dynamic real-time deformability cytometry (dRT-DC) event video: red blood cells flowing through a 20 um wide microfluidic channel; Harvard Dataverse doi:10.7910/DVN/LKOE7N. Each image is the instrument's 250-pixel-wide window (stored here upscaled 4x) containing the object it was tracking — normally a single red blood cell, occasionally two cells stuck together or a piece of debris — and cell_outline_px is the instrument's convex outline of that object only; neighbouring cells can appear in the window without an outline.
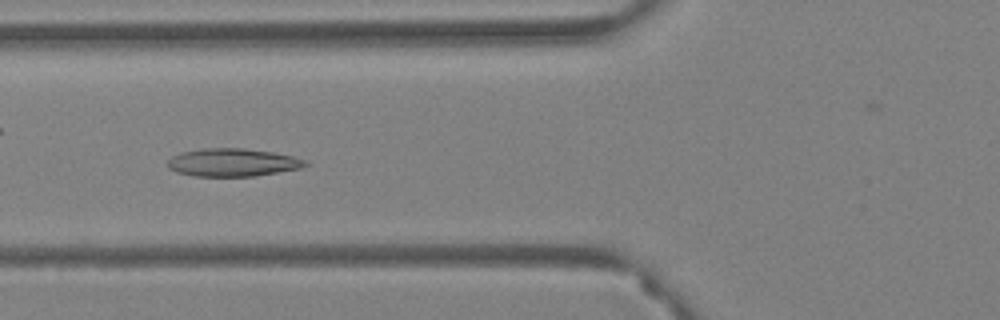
{"species": "Egyptian fruit bat (a non-hibernating species)", "species_latin": "Rousettus aegyptiacus", "temperature_condition": "warm", "stored_images_in_passage": 61, "camera_frame_rate_fps": 3000, "um_per_image_px": 0.085, "animal": {"sex": "female"}, "frame": {"image": 1, "passage_image": 24, "time_ms": 7.667, "image_size_px": [1000, 320], "cell_outline_px": [[308, 164], [300, 168], [256, 176], [192, 176], [176, 172], [168, 168], [168, 160], [172, 156], [180, 152], [204, 148], [244, 148], [272, 152], [292, 156], [308, 160]], "centroid_in_image_um": [19.76, 13.81], "position_along_channel_um": 106.0, "area_um2": 22.48}}
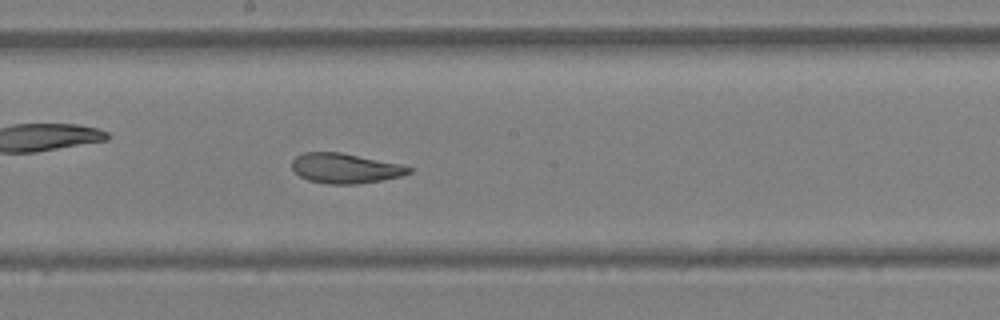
{"frame": {"image": 2, "passage_image": 34, "time_ms": 11.0, "image_size_px": [1000, 320], "cell_outline_px": [[412, 172], [400, 176], [380, 180], [356, 184], [328, 184], [308, 180], [300, 176], [292, 168], [292, 160], [296, 156], [304, 152], [340, 152], [400, 164], [412, 168]], "centroid_in_image_um": [29.32, 14.3], "position_along_channel_um": 218.9, "area_um2": 20.23}}
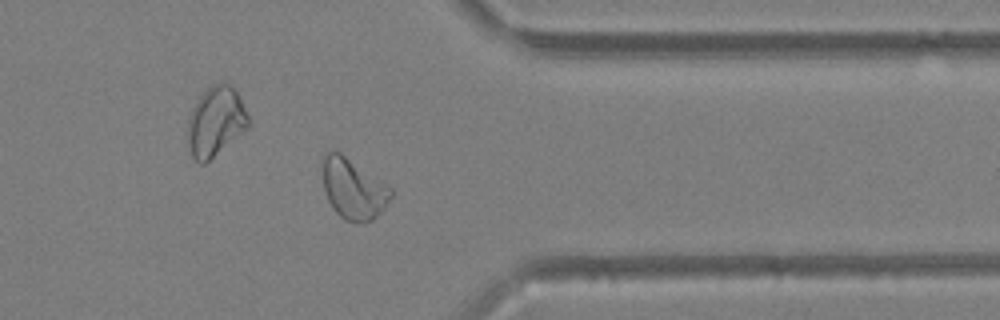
{"frame": {"image": 3, "passage_image": 49, "time_ms": 16.0, "image_size_px": [1000, 320], "cell_outline_px": [[392, 196], [384, 208], [372, 220], [360, 224], [356, 224], [344, 220], [332, 208], [328, 200], [324, 188], [320, 160], [328, 152], [340, 152], [392, 188]], "centroid_in_image_um": [30.0, 16.07], "position_along_channel_um": 381.4, "area_um2": 24.22}, "authors_computed_cell_mechanics": {"area_um2": 24.565, "velocity_mm_per_s": 3.3917, "shape_relaxation_time_tau1_ms": null, "shape_relaxation_time_tau2_ms": 2.2421, "deformation_change_tau1": null, "deformation_change_tau2": 0.0754}}